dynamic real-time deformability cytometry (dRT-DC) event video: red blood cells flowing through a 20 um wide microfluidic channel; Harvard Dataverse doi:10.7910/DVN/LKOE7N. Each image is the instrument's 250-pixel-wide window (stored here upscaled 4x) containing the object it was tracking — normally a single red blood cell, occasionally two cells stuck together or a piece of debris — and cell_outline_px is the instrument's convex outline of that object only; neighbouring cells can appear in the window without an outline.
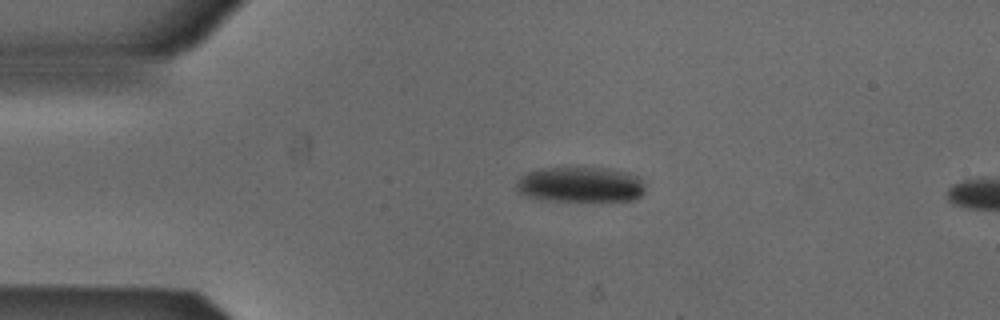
{"species": "Egyptian fruit bat (a non-hibernating species)", "species_latin": "Rousettus aegyptiacus", "temperature_condition": "cold", "stored_images_in_passage": 43, "segment_of_instrument_passage": [1, 2], "camera_frame_rate_fps": 3000, "um_per_image_px": 0.085, "animal": {"sex": "male"}, "frame": {"image": 1, "passage_image": 1, "time_ms": 0.0, "image_size_px": [1000, 320], "cell_outline_px": [[644, 192], [636, 200], [540, 200], [516, 192], [516, 184], [528, 172], [540, 168], [612, 168], [628, 172], [640, 176], [644, 180]], "centroid_in_image_um": [49.39, 15.68], "position_along_channel_um": 35.6, "area_um2": 26.59}}
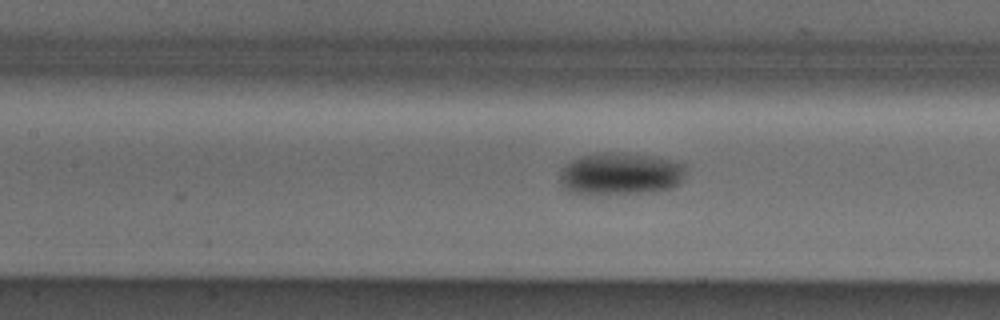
{"frame": {"image": 2, "passage_image": 13, "time_ms": 4.0, "image_size_px": [1000, 320], "cell_outline_px": [[684, 176], [680, 184], [672, 188], [656, 192], [592, 196], [588, 196], [568, 192], [560, 184], [560, 168], [564, 164], [580, 156], [600, 152], [620, 152], [648, 156], [668, 160], [684, 164]], "centroid_in_image_um": [52.66, 14.82], "position_along_channel_um": 154.7, "area_um2": 31.96}}
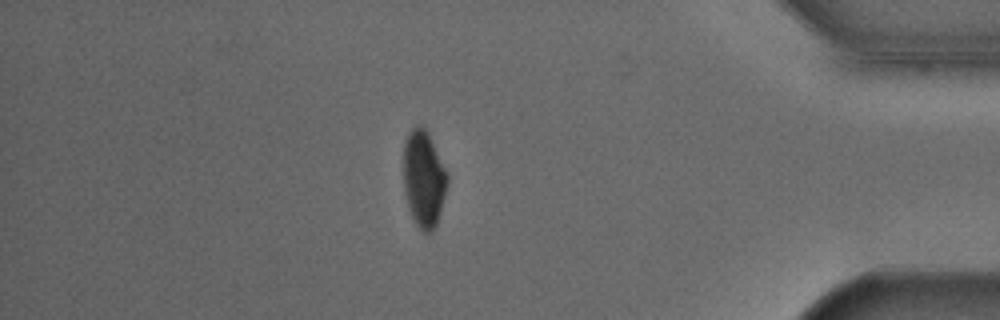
{"frame": {"image": 3, "passage_image": 35, "time_ms": 11.333, "image_size_px": [1000, 320], "cell_outline_px": [[448, 184], [440, 212], [436, 224], [432, 232], [424, 232], [416, 224], [408, 208], [404, 192], [404, 144], [408, 132], [416, 124], [424, 124], [448, 172]], "centroid_in_image_um": [36.02, 15.15], "position_along_channel_um": 399.2, "area_um2": 24.97}}